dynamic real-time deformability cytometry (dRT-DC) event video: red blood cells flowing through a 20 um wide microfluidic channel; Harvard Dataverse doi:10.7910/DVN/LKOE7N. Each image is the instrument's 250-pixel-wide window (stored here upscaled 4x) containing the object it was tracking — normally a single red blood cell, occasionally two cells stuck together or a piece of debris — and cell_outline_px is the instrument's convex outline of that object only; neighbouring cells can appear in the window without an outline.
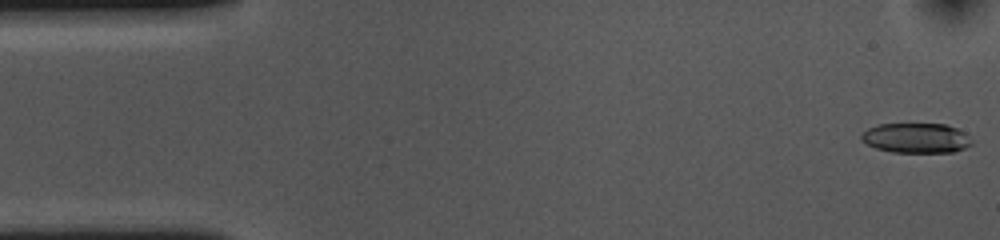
{"species": "common noctule bat (a hibernating species)", "species_latin": "Nyctalus noctula", "temperature_condition": "cold", "stored_images_in_passage": 53, "camera_frame_rate_fps": 3000, "um_per_image_px": 0.085, "animal": {"sex": "female", "body_mass_g": 10.0, "forearm_length_mm": 53.1}, "frame": {"image": 1, "passage_image": 1, "time_ms": 0.0, "image_size_px": [1000, 240], "cell_outline_px": [[972, 144], [964, 148], [952, 152], [892, 152], [876, 148], [860, 140], [860, 136], [868, 128], [880, 124], [944, 124], [956, 128], [964, 132], [972, 140]], "centroid_in_image_um": [77.87, 11.73], "position_along_channel_um": 7.1, "area_um2": 19.13}}
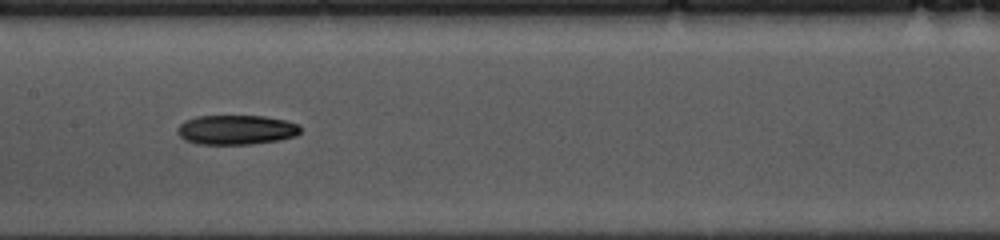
{"frame": {"image": 2, "passage_image": 25, "time_ms": 8.0, "image_size_px": [1000, 240], "cell_outline_px": [[300, 132], [296, 136], [280, 140], [252, 144], [196, 144], [184, 140], [176, 132], [176, 128], [184, 120], [196, 116], [264, 116], [284, 120], [300, 124]], "centroid_in_image_um": [20.06, 11.03], "position_along_channel_um": 187.3, "area_um2": 21.44}}
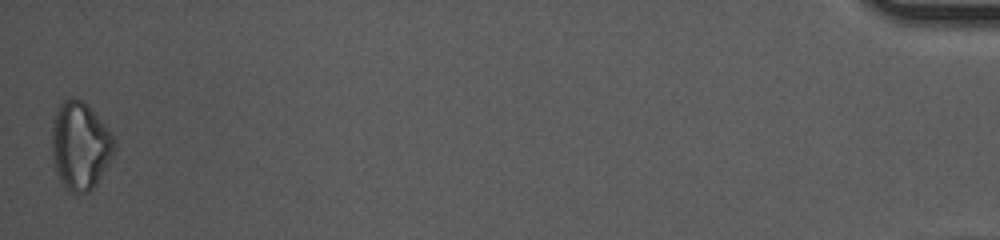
{"frame": {"image": 3, "passage_image": 53, "time_ms": 17.333, "image_size_px": [1000, 240], "cell_outline_px": [[116, 144], [108, 164], [96, 184], [88, 192], [72, 192], [60, 180], [52, 160], [52, 120], [60, 104], [64, 100], [72, 96], [80, 100], [100, 120], [116, 140]], "centroid_in_image_um": [6.79, 12.39], "position_along_channel_um": 428.4, "area_um2": 31.33}}